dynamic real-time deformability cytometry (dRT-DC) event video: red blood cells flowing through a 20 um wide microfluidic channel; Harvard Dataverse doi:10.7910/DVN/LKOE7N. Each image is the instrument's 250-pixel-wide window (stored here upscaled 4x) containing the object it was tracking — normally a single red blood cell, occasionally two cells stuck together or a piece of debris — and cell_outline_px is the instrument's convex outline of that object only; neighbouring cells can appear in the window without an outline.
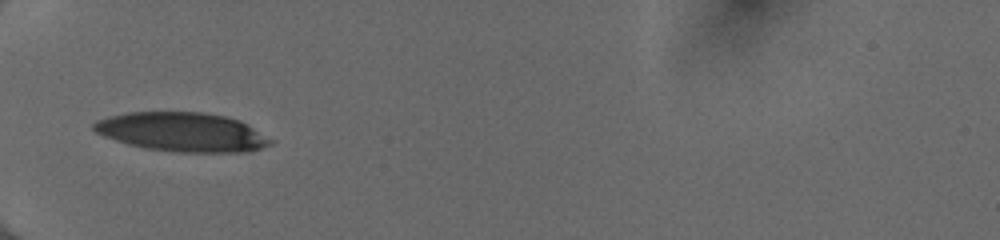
{"species": "human", "species_latin": "Homo sapiens", "temperature_condition": "cold", "stored_images_in_passage": 23, "camera_frame_rate_fps": 3000, "um_per_image_px": 0.085, "donor": {"sex": "female"}, "frame": {"image": 1, "passage_image": 1, "time_ms": 0.0, "image_size_px": [1000, 240], "cell_outline_px": [[276, 140], [272, 144], [248, 152], [176, 152], [148, 148], [128, 144], [104, 136], [96, 132], [92, 128], [92, 124], [96, 120], [108, 116], [128, 112], [200, 112], [224, 116], [240, 120]], "centroid_in_image_um": [15.52, 11.22], "position_along_channel_um": 69.5, "area_um2": 40.34}}
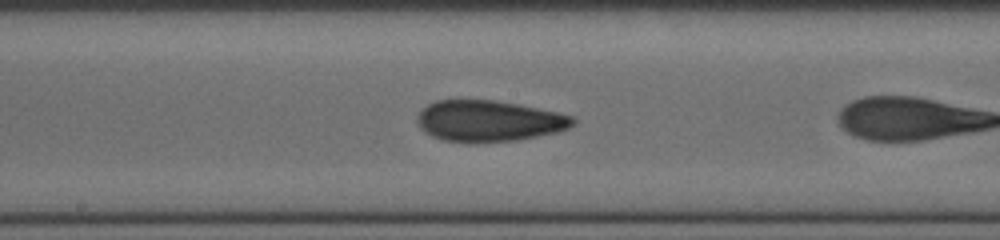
{"frame": {"image": 2, "passage_image": 9, "time_ms": 2.667, "image_size_px": [1000, 240], "cell_outline_px": [[576, 120], [568, 128], [556, 132], [516, 140], [472, 144], [468, 144], [444, 140], [432, 136], [424, 132], [416, 124], [416, 120], [420, 112], [428, 104], [436, 100], [496, 100], [556, 112], [572, 116]], "centroid_in_image_um": [41.49, 10.3], "position_along_channel_um": 206.7, "area_um2": 37.4}}
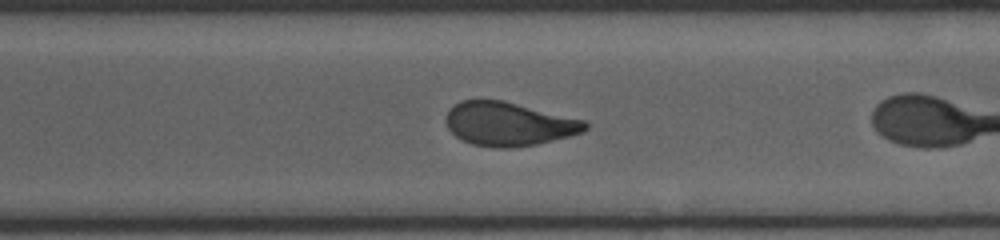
{"frame": {"image": 3, "passage_image": 18, "time_ms": 5.667, "image_size_px": [1000, 240], "cell_outline_px": [[588, 128], [580, 132], [568, 136], [536, 144], [508, 148], [496, 148], [472, 144], [456, 136], [448, 128], [448, 112], [460, 100], [500, 100], [584, 120], [588, 124]], "centroid_in_image_um": [43.24, 10.54], "position_along_channel_um": 327.4, "area_um2": 34.62}}